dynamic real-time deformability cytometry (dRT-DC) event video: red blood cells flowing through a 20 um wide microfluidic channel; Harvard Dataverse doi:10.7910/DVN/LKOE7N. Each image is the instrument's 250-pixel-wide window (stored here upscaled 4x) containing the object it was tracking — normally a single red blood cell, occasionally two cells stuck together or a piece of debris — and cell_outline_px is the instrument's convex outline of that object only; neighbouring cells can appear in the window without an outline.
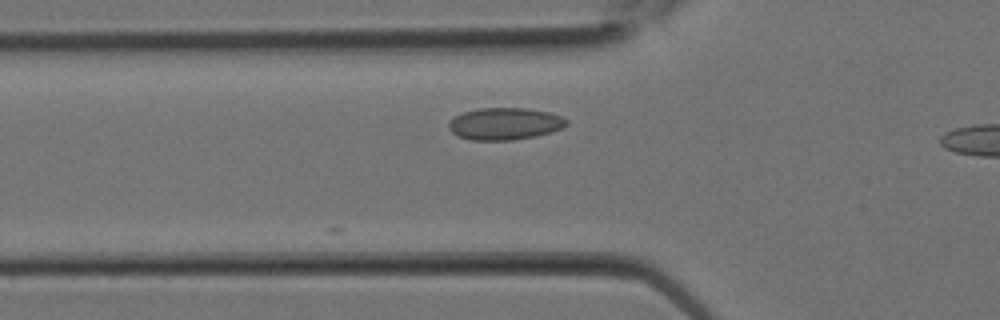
{"species": "Egyptian fruit bat (a non-hibernating species)", "species_latin": "Rousettus aegyptiacus", "temperature_condition": "room temperature", "stored_images_in_passage": 6, "camera_frame_rate_fps": 3000, "um_per_image_px": 0.085, "animal": {"sex": "female"}, "frame": {"image": 1, "passage_image": 5, "time_ms": 1.333, "image_size_px": [1000, 320], "cell_outline_px": [[568, 124], [552, 132], [536, 136], [512, 140], [472, 140], [456, 136], [448, 128], [448, 124], [456, 116], [464, 112], [480, 108], [528, 108], [548, 112], [560, 116], [568, 120]], "centroid_in_image_um": [42.91, 10.52], "position_along_channel_um": 82.9, "area_um2": 21.96}}